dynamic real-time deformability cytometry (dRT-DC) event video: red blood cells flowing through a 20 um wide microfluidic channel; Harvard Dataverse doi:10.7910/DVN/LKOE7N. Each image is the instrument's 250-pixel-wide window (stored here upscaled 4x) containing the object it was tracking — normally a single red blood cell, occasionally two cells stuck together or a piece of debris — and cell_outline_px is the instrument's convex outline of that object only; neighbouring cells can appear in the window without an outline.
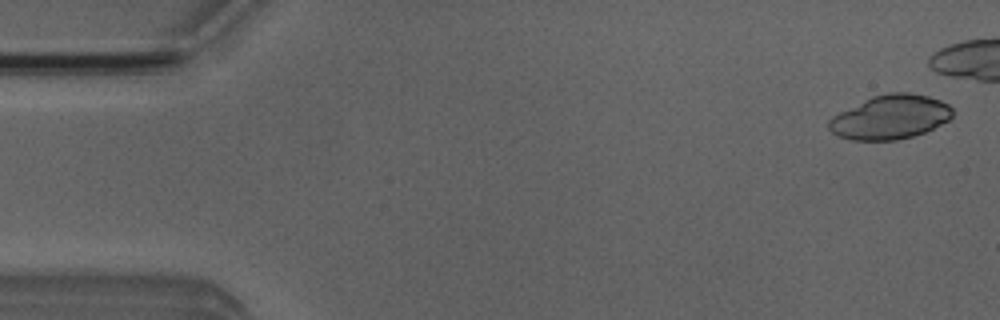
{"species": "Egyptian fruit bat (a non-hibernating species)", "species_latin": "Rousettus aegyptiacus", "temperature_condition": "room temperature", "stored_images_in_passage": 5, "camera_frame_rate_fps": 3000, "um_per_image_px": 0.085, "animal": {"sex": "male"}, "frame": {"image": 1, "passage_image": 1, "time_ms": 0.0, "image_size_px": [1000, 320], "cell_outline_px": [[952, 116], [948, 120], [924, 132], [912, 136], [896, 140], [852, 140], [840, 136], [832, 132], [828, 128], [828, 120], [832, 116], [872, 96], [888, 92], [908, 92], [928, 96], [940, 100], [948, 104], [952, 108]], "centroid_in_image_um": [75.66, 9.94], "position_along_channel_um": 9.3, "area_um2": 31.56}}